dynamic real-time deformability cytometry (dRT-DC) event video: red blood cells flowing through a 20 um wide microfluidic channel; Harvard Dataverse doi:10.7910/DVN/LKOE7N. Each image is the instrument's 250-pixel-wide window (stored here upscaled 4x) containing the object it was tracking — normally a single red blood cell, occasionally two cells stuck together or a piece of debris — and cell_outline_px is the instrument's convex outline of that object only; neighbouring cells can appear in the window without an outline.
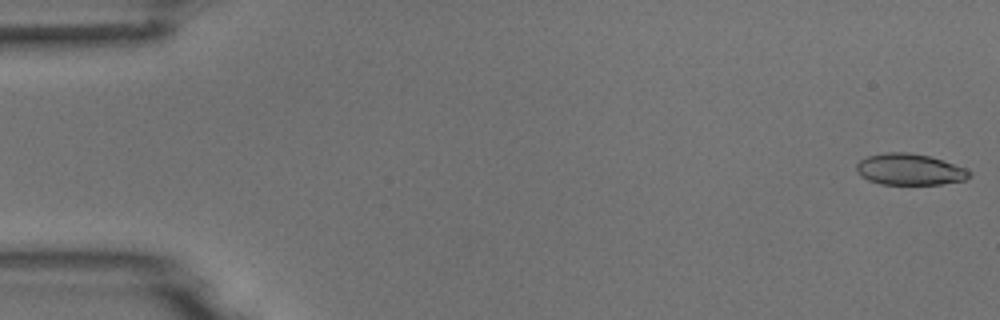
{"species": "common noctule bat (a hibernating species)", "species_latin": "Nyctalus noctula", "temperature_condition": "room temperature", "stored_images_in_passage": 5, "camera_frame_rate_fps": 3000, "um_per_image_px": 0.085, "animal": {"sex": "male", "body_mass_g": 18.8}, "frame": {"image": 1, "passage_image": 1, "time_ms": 0.0, "image_size_px": [1000, 320], "cell_outline_px": [[972, 176], [964, 180], [940, 184], [880, 184], [868, 180], [860, 176], [856, 172], [856, 164], [860, 160], [868, 156], [884, 152], [908, 152], [928, 156], [964, 168], [972, 172]], "centroid_in_image_um": [77.27, 14.4], "position_along_channel_um": 7.7, "area_um2": 20.52}}
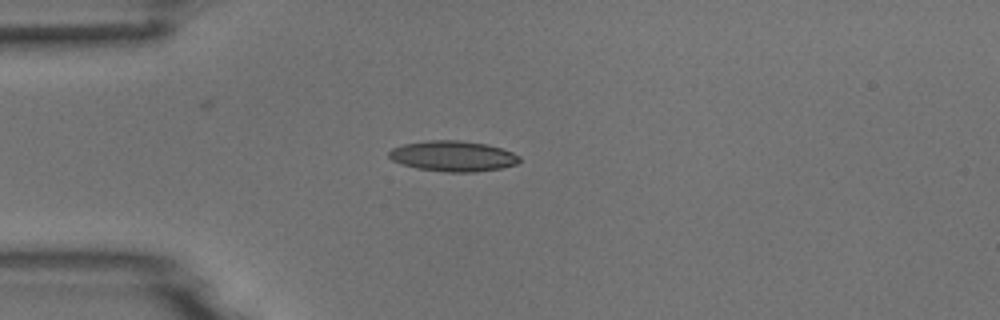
{"frame": {"image": 2, "passage_image": 5, "time_ms": 1.333, "image_size_px": [1000, 320], "cell_outline_px": [[520, 160], [516, 164], [500, 168], [476, 172], [448, 172], [416, 168], [392, 160], [388, 156], [388, 152], [392, 148], [404, 144], [428, 140], [460, 140], [488, 144], [512, 152], [520, 156]], "centroid_in_image_um": [38.5, 13.26], "position_along_channel_um": 46.5, "area_um2": 23.18}}